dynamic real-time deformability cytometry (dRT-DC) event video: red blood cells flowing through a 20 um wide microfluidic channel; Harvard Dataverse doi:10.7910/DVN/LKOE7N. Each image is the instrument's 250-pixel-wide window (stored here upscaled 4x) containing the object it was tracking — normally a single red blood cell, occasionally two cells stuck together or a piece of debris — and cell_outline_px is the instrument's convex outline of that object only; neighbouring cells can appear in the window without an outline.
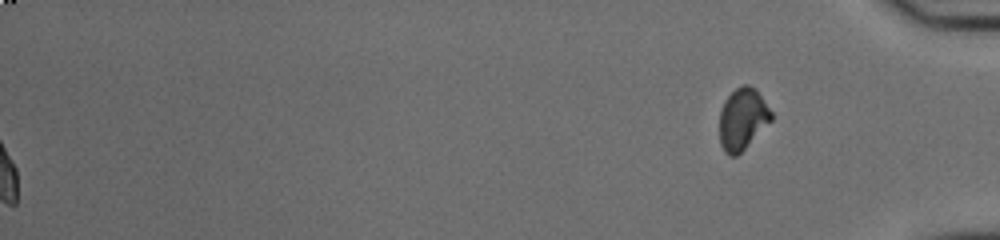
{"species": "common noctule bat (a hibernating species)", "species_latin": "Nyctalus noctula", "temperature_condition": "cold", "stored_images_in_passage": 51, "segment_of_instrument_passage": [2, 2], "camera_frame_rate_fps": 3000, "um_per_image_px": 0.085, "animal": {"sex": "male", "body_mass_g": 20.0, "forearm_length_mm": 53.3}, "frame": {"image": 1, "passage_image": 51, "time_ms": 16.667, "image_size_px": [1000, 240], "cell_outline_px": [[772, 120], [736, 156], [728, 156], [724, 152], [720, 144], [720, 112], [724, 100], [736, 88], [744, 84], [748, 84], [756, 88], [772, 112]], "centroid_in_image_um": [63.11, 10.1], "position_along_channel_um": 372.1, "area_um2": 18.5}}